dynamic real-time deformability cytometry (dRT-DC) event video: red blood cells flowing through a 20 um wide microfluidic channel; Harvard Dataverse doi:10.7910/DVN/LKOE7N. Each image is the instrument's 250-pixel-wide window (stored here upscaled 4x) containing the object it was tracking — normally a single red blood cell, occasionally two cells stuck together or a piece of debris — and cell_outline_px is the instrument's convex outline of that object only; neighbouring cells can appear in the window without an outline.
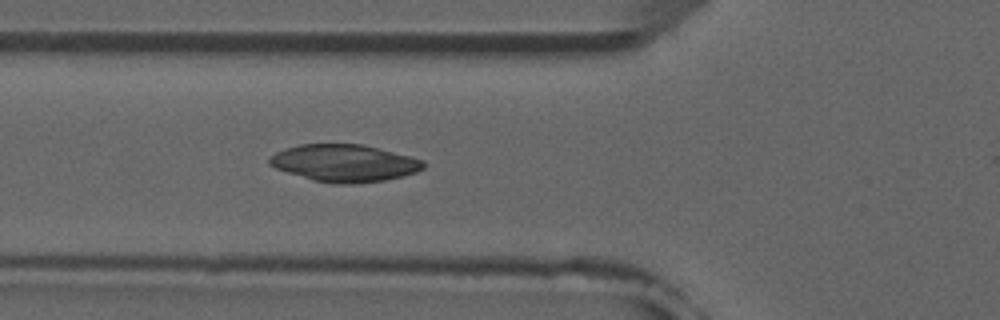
{"species": "common noctule bat (a hibernating species)", "species_latin": "Nyctalus noctula", "temperature_condition": "room temperature", "stored_images_in_passage": 5, "camera_frame_rate_fps": 3000, "um_per_image_px": 0.085, "animal": {"sex": "male", "forearm_length_mm": 52.5}, "frame": {"image": 1, "passage_image": 5, "time_ms": 4.667, "image_size_px": [1000, 320], "cell_outline_px": [[424, 168], [416, 172], [384, 180], [352, 184], [332, 184], [312, 180], [276, 168], [268, 164], [268, 160], [276, 152], [300, 144], [360, 144], [424, 160]], "centroid_in_image_um": [29.25, 13.87], "position_along_channel_um": 96.6, "area_um2": 32.95}}